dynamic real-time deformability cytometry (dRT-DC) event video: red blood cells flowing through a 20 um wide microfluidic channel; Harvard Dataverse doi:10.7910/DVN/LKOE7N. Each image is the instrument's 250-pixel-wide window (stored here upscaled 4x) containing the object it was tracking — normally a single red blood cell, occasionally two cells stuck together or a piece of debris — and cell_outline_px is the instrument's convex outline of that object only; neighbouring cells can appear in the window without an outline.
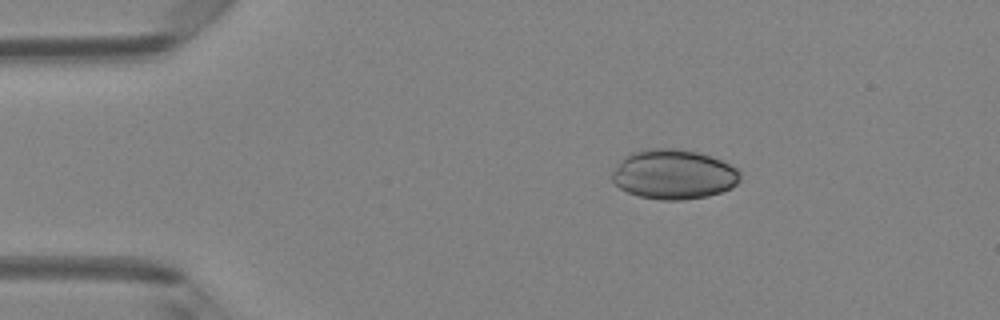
{"species": "Egyptian fruit bat (a non-hibernating species)", "species_latin": "Rousettus aegyptiacus", "temperature_condition": "room temperature", "stored_images_in_passage": 48, "camera_frame_rate_fps": 3000, "um_per_image_px": 0.085, "animal": {"sex": "female"}, "frame": {"image": 1, "passage_image": 8, "time_ms": 2.333, "image_size_px": [1000, 320], "cell_outline_px": [[740, 180], [732, 188], [708, 196], [684, 200], [660, 200], [640, 196], [628, 192], [620, 188], [612, 180], [612, 172], [624, 156], [632, 152], [652, 148], [676, 148], [696, 152], [720, 160], [736, 168], [740, 172]], "centroid_in_image_um": [57.25, 14.83], "position_along_channel_um": 27.7, "area_um2": 36.93}}
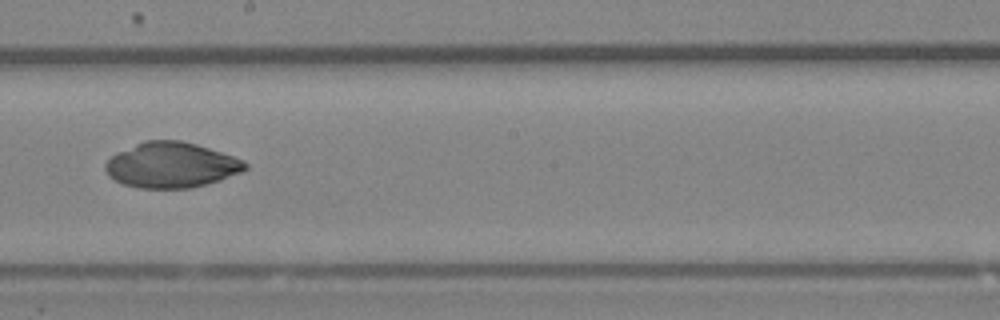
{"frame": {"image": 2, "passage_image": 27, "time_ms": 8.667, "image_size_px": [1000, 320], "cell_outline_px": [[248, 168], [244, 172], [220, 180], [188, 188], [136, 188], [124, 184], [108, 176], [104, 168], [104, 164], [116, 152], [144, 140], [180, 140], [196, 144], [244, 160], [248, 164]], "centroid_in_image_um": [14.55, 14.03], "position_along_channel_um": 233.6, "area_um2": 37.05}}
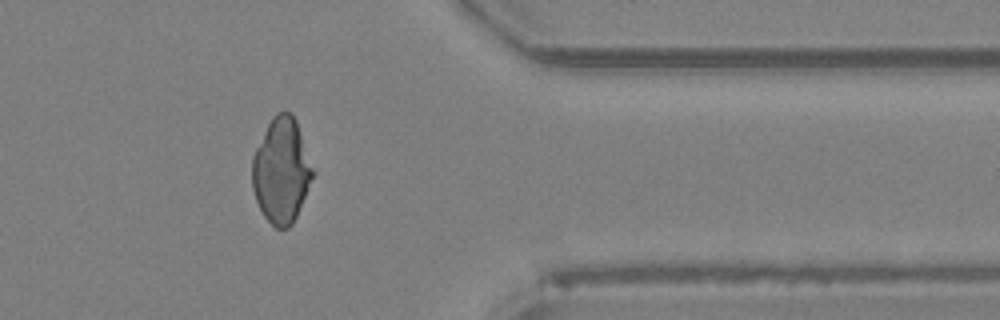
{"frame": {"image": 3, "passage_image": 39, "time_ms": 12.667, "image_size_px": [1000, 320], "cell_outline_px": [[312, 176], [296, 216], [292, 224], [288, 228], [276, 228], [264, 216], [256, 200], [252, 188], [252, 156], [272, 116], [276, 112], [292, 112], [296, 120], [312, 168]], "centroid_in_image_um": [23.87, 14.49], "position_along_channel_um": 387.5, "area_um2": 36.3}}